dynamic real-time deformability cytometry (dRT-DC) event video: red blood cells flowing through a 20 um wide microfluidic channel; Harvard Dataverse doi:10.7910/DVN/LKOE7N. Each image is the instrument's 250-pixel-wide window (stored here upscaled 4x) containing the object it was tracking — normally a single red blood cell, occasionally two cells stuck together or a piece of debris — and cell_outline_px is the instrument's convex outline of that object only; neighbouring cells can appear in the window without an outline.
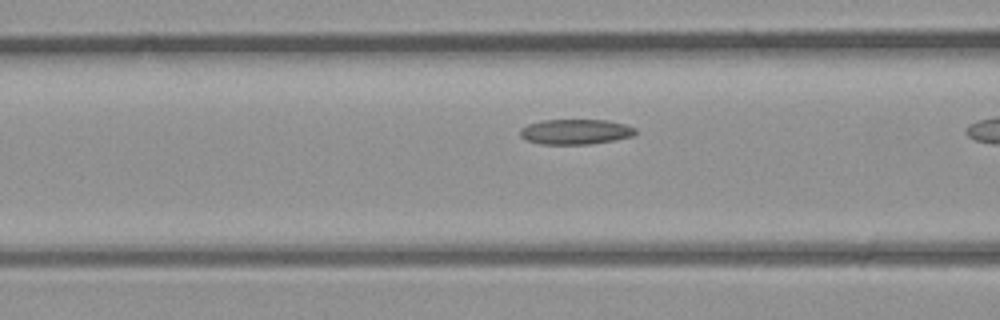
{"species": "common noctule bat (a hibernating species)", "species_latin": "Nyctalus noctula", "temperature_condition": "room temperature", "stored_images_in_passage": 14, "camera_frame_rate_fps": 3000, "um_per_image_px": 0.085, "animal": {"sex": "male", "body_mass_g": 23.1, "forearm_length_mm": 52.7}, "frame": {"image": 1, "passage_image": 12, "time_ms": 3.667, "image_size_px": [1000, 320], "cell_outline_px": [[636, 132], [632, 136], [592, 144], [540, 144], [528, 140], [520, 136], [520, 128], [528, 124], [544, 120], [608, 120], [624, 124], [636, 128]], "centroid_in_image_um": [48.91, 11.19], "position_along_channel_um": 117.7, "area_um2": 16.82}}